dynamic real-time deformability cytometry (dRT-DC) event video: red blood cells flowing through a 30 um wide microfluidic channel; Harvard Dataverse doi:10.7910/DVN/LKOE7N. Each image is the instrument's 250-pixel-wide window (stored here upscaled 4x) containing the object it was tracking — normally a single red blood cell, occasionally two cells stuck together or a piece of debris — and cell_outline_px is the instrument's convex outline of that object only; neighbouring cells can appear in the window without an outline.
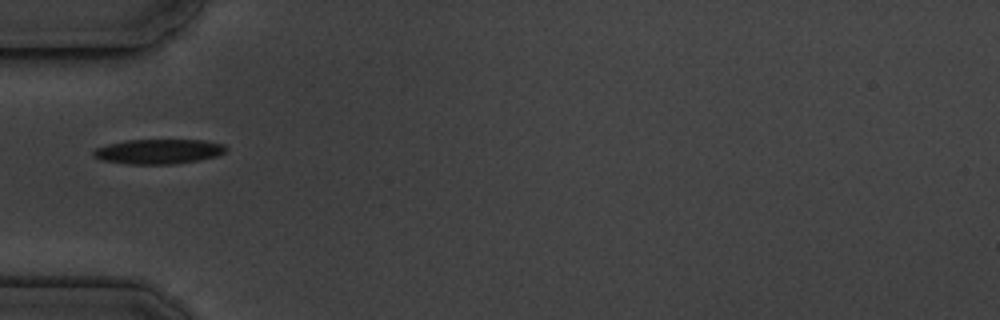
{"species": "common noctule bat (a hibernating species)", "species_latin": "Nyctalus noctula", "temperature_condition": "cold", "stored_images_in_passage": 1, "camera_frame_rate_fps": 3000, "um_per_image_px": 0.085, "animal": {"sex": "male", "body_mass_g": 19.5, "forearm_length_mm": 54.6}, "frame": {"image": 1, "passage_image": 1, "time_ms": 0.0, "image_size_px": [1000, 320], "cell_outline_px": [[228, 148], [224, 152], [216, 156], [200, 160], [172, 164], [128, 164], [100, 160], [92, 156], [92, 152], [96, 148], [108, 144], [128, 140], [204, 140], [224, 144]], "centroid_in_image_um": [13.47, 12.88], "position_along_channel_um": 71.5, "area_um2": 19.19}}